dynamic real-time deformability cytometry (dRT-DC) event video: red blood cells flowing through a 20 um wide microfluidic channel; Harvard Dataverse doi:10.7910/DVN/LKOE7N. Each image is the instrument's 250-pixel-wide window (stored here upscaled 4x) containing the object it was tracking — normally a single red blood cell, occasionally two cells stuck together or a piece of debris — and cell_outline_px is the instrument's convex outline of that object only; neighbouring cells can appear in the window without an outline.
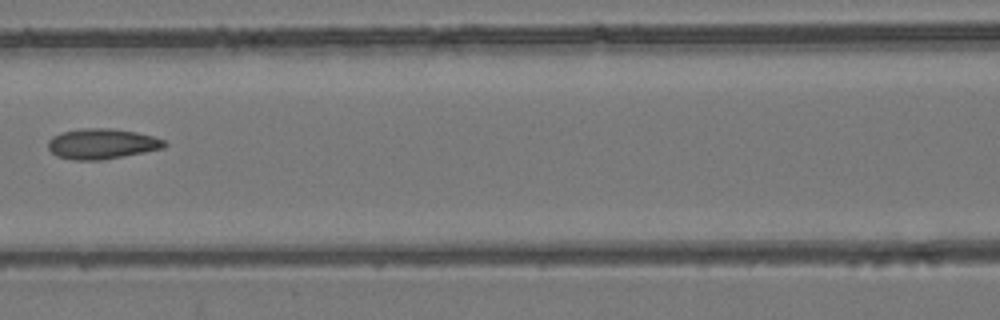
{"species": "common noctule bat (a hibernating species)", "species_latin": "Nyctalus noctula", "temperature_condition": "room temperature", "stored_images_in_passage": 6, "camera_frame_rate_fps": 3000, "um_per_image_px": 0.085, "animal": {"sex": "female", "body_mass_g": 24.6, "forearm_length_mm": 56.2}, "frame": {"image": 1, "passage_image": 6, "time_ms": 1.667, "image_size_px": [1000, 320], "cell_outline_px": [[168, 144], [164, 148], [104, 160], [72, 160], [56, 156], [48, 148], [48, 140], [52, 136], [60, 132], [84, 128], [108, 128], [136, 132], [152, 136], [164, 140]], "centroid_in_image_um": [8.64, 12.23], "position_along_channel_um": 158.0, "area_um2": 20.69}}